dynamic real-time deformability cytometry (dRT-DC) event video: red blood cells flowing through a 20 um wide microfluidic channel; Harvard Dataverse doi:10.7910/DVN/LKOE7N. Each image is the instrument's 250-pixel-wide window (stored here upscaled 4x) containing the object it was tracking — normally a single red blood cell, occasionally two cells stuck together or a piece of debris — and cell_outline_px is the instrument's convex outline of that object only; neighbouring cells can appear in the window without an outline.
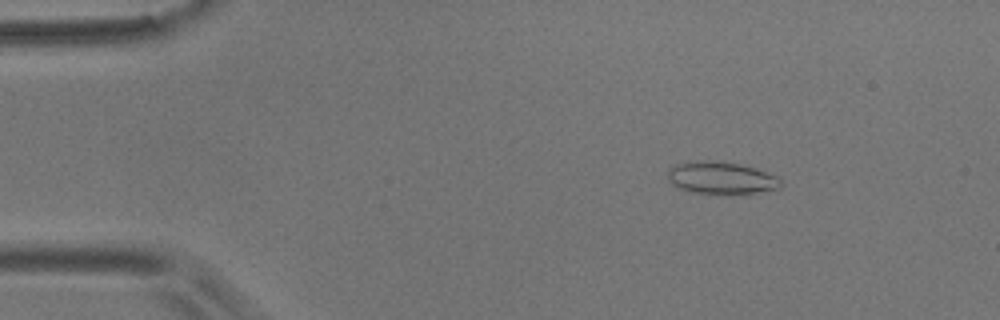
{"species": "common noctule bat (a hibernating species)", "species_latin": "Nyctalus noctula", "temperature_condition": "room temperature", "stored_images_in_passage": 4, "camera_frame_rate_fps": 3000, "um_per_image_px": 0.085, "animal": {"sex": "male", "body_mass_g": 17.9}, "frame": {"image": 1, "passage_image": 1, "time_ms": 0.0, "image_size_px": [1000, 320], "cell_outline_px": [[784, 184], [780, 188], [736, 196], [732, 196], [692, 192], [676, 188], [668, 180], [668, 168], [676, 164], [696, 160], [716, 160], [740, 164], [756, 168], [780, 176]], "centroid_in_image_um": [61.34, 15.14], "position_along_channel_um": 23.7, "area_um2": 22.31}}